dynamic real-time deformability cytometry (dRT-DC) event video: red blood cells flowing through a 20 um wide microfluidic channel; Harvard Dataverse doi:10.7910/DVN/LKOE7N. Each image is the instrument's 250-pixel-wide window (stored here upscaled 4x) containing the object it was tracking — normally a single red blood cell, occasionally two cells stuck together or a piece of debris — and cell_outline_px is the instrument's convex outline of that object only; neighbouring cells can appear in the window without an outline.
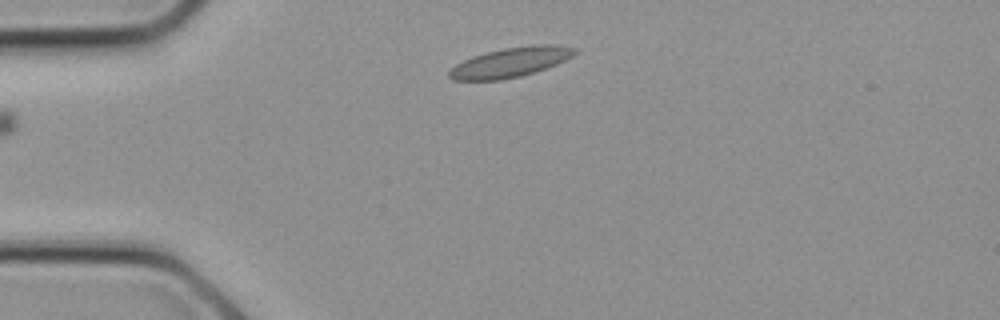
{"species": "common noctule bat (a hibernating species)", "species_latin": "Nyctalus noctula", "temperature_condition": "cold", "stored_images_in_passage": 4, "camera_frame_rate_fps": 3000, "um_per_image_px": 0.085, "animal": {"sex": "female", "body_mass_g": 21.9}, "frame": {"image": 1, "passage_image": 1, "time_ms": 0.0, "image_size_px": [1000, 320], "cell_outline_px": [[556, 60], [540, 68], [528, 72], [512, 76], [488, 80], [464, 80], [452, 76], [452, 72], [468, 60], [480, 56], [496, 52], [516, 48], [544, 48]], "centroid_in_image_um": [42.81, 5.45], "position_along_channel_um": 42.2, "area_um2": 15.66}}
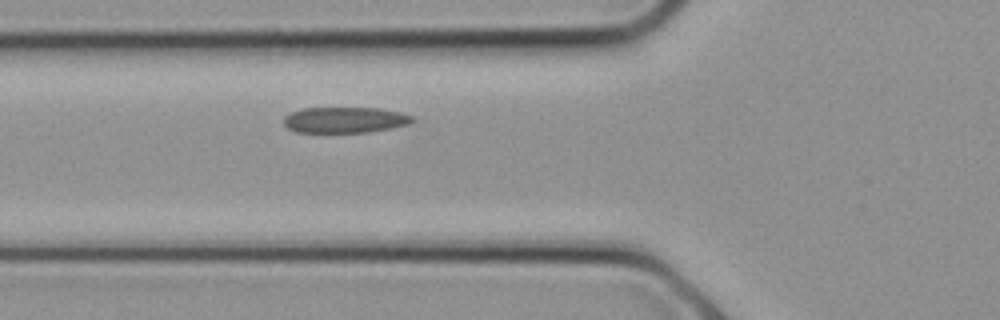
{"frame": {"image": 2, "passage_image": 4, "time_ms": 1.0, "image_size_px": [1000, 320], "cell_outline_px": [[408, 120], [396, 124], [380, 128], [352, 132], [308, 132], [292, 128], [288, 124], [288, 120], [292, 116], [300, 112], [320, 108], [352, 108], [384, 112], [404, 116]], "centroid_in_image_um": [29.12, 10.21], "position_along_channel_um": 96.7, "area_um2": 15.9}}